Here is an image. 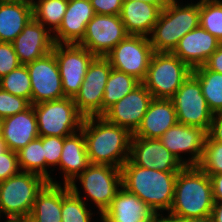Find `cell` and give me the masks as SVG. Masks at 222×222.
Listing matches in <instances>:
<instances>
[{
	"label": "cell",
	"mask_w": 222,
	"mask_h": 222,
	"mask_svg": "<svg viewBox=\"0 0 222 222\" xmlns=\"http://www.w3.org/2000/svg\"><path fill=\"white\" fill-rule=\"evenodd\" d=\"M152 99L151 93L141 83L101 116L109 123L126 128L133 134L138 129Z\"/></svg>",
	"instance_id": "cell-16"
},
{
	"label": "cell",
	"mask_w": 222,
	"mask_h": 222,
	"mask_svg": "<svg viewBox=\"0 0 222 222\" xmlns=\"http://www.w3.org/2000/svg\"><path fill=\"white\" fill-rule=\"evenodd\" d=\"M111 70L105 57L96 56L89 64L79 92L73 98L77 110L84 117L102 115V99Z\"/></svg>",
	"instance_id": "cell-12"
},
{
	"label": "cell",
	"mask_w": 222,
	"mask_h": 222,
	"mask_svg": "<svg viewBox=\"0 0 222 222\" xmlns=\"http://www.w3.org/2000/svg\"><path fill=\"white\" fill-rule=\"evenodd\" d=\"M39 137L64 138L81 129L84 116L77 110L73 98L45 101L33 105Z\"/></svg>",
	"instance_id": "cell-7"
},
{
	"label": "cell",
	"mask_w": 222,
	"mask_h": 222,
	"mask_svg": "<svg viewBox=\"0 0 222 222\" xmlns=\"http://www.w3.org/2000/svg\"><path fill=\"white\" fill-rule=\"evenodd\" d=\"M21 65L11 42H0V78Z\"/></svg>",
	"instance_id": "cell-38"
},
{
	"label": "cell",
	"mask_w": 222,
	"mask_h": 222,
	"mask_svg": "<svg viewBox=\"0 0 222 222\" xmlns=\"http://www.w3.org/2000/svg\"><path fill=\"white\" fill-rule=\"evenodd\" d=\"M0 88L19 97L31 101V82L26 65L19 67L0 78Z\"/></svg>",
	"instance_id": "cell-34"
},
{
	"label": "cell",
	"mask_w": 222,
	"mask_h": 222,
	"mask_svg": "<svg viewBox=\"0 0 222 222\" xmlns=\"http://www.w3.org/2000/svg\"><path fill=\"white\" fill-rule=\"evenodd\" d=\"M159 215L137 195L121 187L109 208L101 215V222H156Z\"/></svg>",
	"instance_id": "cell-18"
},
{
	"label": "cell",
	"mask_w": 222,
	"mask_h": 222,
	"mask_svg": "<svg viewBox=\"0 0 222 222\" xmlns=\"http://www.w3.org/2000/svg\"><path fill=\"white\" fill-rule=\"evenodd\" d=\"M76 179L83 186L85 194L98 207L100 217L122 187L121 168L111 165L90 164L72 182H77Z\"/></svg>",
	"instance_id": "cell-9"
},
{
	"label": "cell",
	"mask_w": 222,
	"mask_h": 222,
	"mask_svg": "<svg viewBox=\"0 0 222 222\" xmlns=\"http://www.w3.org/2000/svg\"><path fill=\"white\" fill-rule=\"evenodd\" d=\"M52 51L58 63L64 96L74 98L96 56L78 44H54Z\"/></svg>",
	"instance_id": "cell-11"
},
{
	"label": "cell",
	"mask_w": 222,
	"mask_h": 222,
	"mask_svg": "<svg viewBox=\"0 0 222 222\" xmlns=\"http://www.w3.org/2000/svg\"><path fill=\"white\" fill-rule=\"evenodd\" d=\"M197 166L209 177L222 173V144L206 136L203 156Z\"/></svg>",
	"instance_id": "cell-35"
},
{
	"label": "cell",
	"mask_w": 222,
	"mask_h": 222,
	"mask_svg": "<svg viewBox=\"0 0 222 222\" xmlns=\"http://www.w3.org/2000/svg\"><path fill=\"white\" fill-rule=\"evenodd\" d=\"M61 209V183H47L37 194L29 218L34 222H62Z\"/></svg>",
	"instance_id": "cell-27"
},
{
	"label": "cell",
	"mask_w": 222,
	"mask_h": 222,
	"mask_svg": "<svg viewBox=\"0 0 222 222\" xmlns=\"http://www.w3.org/2000/svg\"><path fill=\"white\" fill-rule=\"evenodd\" d=\"M67 6L68 0L34 1L33 18L42 25L46 26V28H48V30L54 34L63 21Z\"/></svg>",
	"instance_id": "cell-32"
},
{
	"label": "cell",
	"mask_w": 222,
	"mask_h": 222,
	"mask_svg": "<svg viewBox=\"0 0 222 222\" xmlns=\"http://www.w3.org/2000/svg\"><path fill=\"white\" fill-rule=\"evenodd\" d=\"M12 45L20 63L26 65L52 51L53 35L44 25L32 18Z\"/></svg>",
	"instance_id": "cell-19"
},
{
	"label": "cell",
	"mask_w": 222,
	"mask_h": 222,
	"mask_svg": "<svg viewBox=\"0 0 222 222\" xmlns=\"http://www.w3.org/2000/svg\"><path fill=\"white\" fill-rule=\"evenodd\" d=\"M211 217L213 222H222V202H214Z\"/></svg>",
	"instance_id": "cell-45"
},
{
	"label": "cell",
	"mask_w": 222,
	"mask_h": 222,
	"mask_svg": "<svg viewBox=\"0 0 222 222\" xmlns=\"http://www.w3.org/2000/svg\"><path fill=\"white\" fill-rule=\"evenodd\" d=\"M2 118L0 117V134H1V127H2Z\"/></svg>",
	"instance_id": "cell-51"
},
{
	"label": "cell",
	"mask_w": 222,
	"mask_h": 222,
	"mask_svg": "<svg viewBox=\"0 0 222 222\" xmlns=\"http://www.w3.org/2000/svg\"><path fill=\"white\" fill-rule=\"evenodd\" d=\"M31 106L30 102L0 88V117L6 118L23 112Z\"/></svg>",
	"instance_id": "cell-36"
},
{
	"label": "cell",
	"mask_w": 222,
	"mask_h": 222,
	"mask_svg": "<svg viewBox=\"0 0 222 222\" xmlns=\"http://www.w3.org/2000/svg\"><path fill=\"white\" fill-rule=\"evenodd\" d=\"M222 43L200 25L184 35L172 52L191 69L203 66Z\"/></svg>",
	"instance_id": "cell-20"
},
{
	"label": "cell",
	"mask_w": 222,
	"mask_h": 222,
	"mask_svg": "<svg viewBox=\"0 0 222 222\" xmlns=\"http://www.w3.org/2000/svg\"><path fill=\"white\" fill-rule=\"evenodd\" d=\"M178 123L209 130L213 112L202 94L199 80L191 73L171 98Z\"/></svg>",
	"instance_id": "cell-10"
},
{
	"label": "cell",
	"mask_w": 222,
	"mask_h": 222,
	"mask_svg": "<svg viewBox=\"0 0 222 222\" xmlns=\"http://www.w3.org/2000/svg\"><path fill=\"white\" fill-rule=\"evenodd\" d=\"M33 18V5L0 3V42H13Z\"/></svg>",
	"instance_id": "cell-26"
},
{
	"label": "cell",
	"mask_w": 222,
	"mask_h": 222,
	"mask_svg": "<svg viewBox=\"0 0 222 222\" xmlns=\"http://www.w3.org/2000/svg\"><path fill=\"white\" fill-rule=\"evenodd\" d=\"M81 130L90 164L121 168L128 160L132 134L126 128L90 116L84 117Z\"/></svg>",
	"instance_id": "cell-1"
},
{
	"label": "cell",
	"mask_w": 222,
	"mask_h": 222,
	"mask_svg": "<svg viewBox=\"0 0 222 222\" xmlns=\"http://www.w3.org/2000/svg\"><path fill=\"white\" fill-rule=\"evenodd\" d=\"M6 150H7V147L0 134V154H2Z\"/></svg>",
	"instance_id": "cell-48"
},
{
	"label": "cell",
	"mask_w": 222,
	"mask_h": 222,
	"mask_svg": "<svg viewBox=\"0 0 222 222\" xmlns=\"http://www.w3.org/2000/svg\"><path fill=\"white\" fill-rule=\"evenodd\" d=\"M162 9L159 6L142 1H123L120 13L128 35L149 37Z\"/></svg>",
	"instance_id": "cell-24"
},
{
	"label": "cell",
	"mask_w": 222,
	"mask_h": 222,
	"mask_svg": "<svg viewBox=\"0 0 222 222\" xmlns=\"http://www.w3.org/2000/svg\"><path fill=\"white\" fill-rule=\"evenodd\" d=\"M43 152L45 157L46 165L58 166L61 158V153L64 145V138L56 136L42 137Z\"/></svg>",
	"instance_id": "cell-37"
},
{
	"label": "cell",
	"mask_w": 222,
	"mask_h": 222,
	"mask_svg": "<svg viewBox=\"0 0 222 222\" xmlns=\"http://www.w3.org/2000/svg\"><path fill=\"white\" fill-rule=\"evenodd\" d=\"M203 66L207 70L222 73V44L210 55Z\"/></svg>",
	"instance_id": "cell-42"
},
{
	"label": "cell",
	"mask_w": 222,
	"mask_h": 222,
	"mask_svg": "<svg viewBox=\"0 0 222 222\" xmlns=\"http://www.w3.org/2000/svg\"><path fill=\"white\" fill-rule=\"evenodd\" d=\"M164 222H213L211 216L204 218H180V217H165L163 216Z\"/></svg>",
	"instance_id": "cell-44"
},
{
	"label": "cell",
	"mask_w": 222,
	"mask_h": 222,
	"mask_svg": "<svg viewBox=\"0 0 222 222\" xmlns=\"http://www.w3.org/2000/svg\"><path fill=\"white\" fill-rule=\"evenodd\" d=\"M123 1H142V2H146V3H150L156 6H159L161 9H163L164 7L167 6V4L171 1V0H123Z\"/></svg>",
	"instance_id": "cell-46"
},
{
	"label": "cell",
	"mask_w": 222,
	"mask_h": 222,
	"mask_svg": "<svg viewBox=\"0 0 222 222\" xmlns=\"http://www.w3.org/2000/svg\"><path fill=\"white\" fill-rule=\"evenodd\" d=\"M95 14L120 15L123 0H90Z\"/></svg>",
	"instance_id": "cell-40"
},
{
	"label": "cell",
	"mask_w": 222,
	"mask_h": 222,
	"mask_svg": "<svg viewBox=\"0 0 222 222\" xmlns=\"http://www.w3.org/2000/svg\"><path fill=\"white\" fill-rule=\"evenodd\" d=\"M214 202H222V173L211 175Z\"/></svg>",
	"instance_id": "cell-43"
},
{
	"label": "cell",
	"mask_w": 222,
	"mask_h": 222,
	"mask_svg": "<svg viewBox=\"0 0 222 222\" xmlns=\"http://www.w3.org/2000/svg\"><path fill=\"white\" fill-rule=\"evenodd\" d=\"M200 25L199 2L180 5L171 0L154 25L149 40L154 52H173L180 39Z\"/></svg>",
	"instance_id": "cell-4"
},
{
	"label": "cell",
	"mask_w": 222,
	"mask_h": 222,
	"mask_svg": "<svg viewBox=\"0 0 222 222\" xmlns=\"http://www.w3.org/2000/svg\"><path fill=\"white\" fill-rule=\"evenodd\" d=\"M214 206L210 177L197 165L184 166L175 181L174 200L167 217L204 218Z\"/></svg>",
	"instance_id": "cell-3"
},
{
	"label": "cell",
	"mask_w": 222,
	"mask_h": 222,
	"mask_svg": "<svg viewBox=\"0 0 222 222\" xmlns=\"http://www.w3.org/2000/svg\"><path fill=\"white\" fill-rule=\"evenodd\" d=\"M75 182L62 187V222H91L92 214Z\"/></svg>",
	"instance_id": "cell-29"
},
{
	"label": "cell",
	"mask_w": 222,
	"mask_h": 222,
	"mask_svg": "<svg viewBox=\"0 0 222 222\" xmlns=\"http://www.w3.org/2000/svg\"><path fill=\"white\" fill-rule=\"evenodd\" d=\"M19 168L23 172H31L42 176L48 183L59 184L53 181L47 170L45 162L42 137H38L29 142L25 147L17 152Z\"/></svg>",
	"instance_id": "cell-28"
},
{
	"label": "cell",
	"mask_w": 222,
	"mask_h": 222,
	"mask_svg": "<svg viewBox=\"0 0 222 222\" xmlns=\"http://www.w3.org/2000/svg\"><path fill=\"white\" fill-rule=\"evenodd\" d=\"M178 172L143 168L127 160L121 167L122 187L163 217L159 211L169 212L172 207Z\"/></svg>",
	"instance_id": "cell-2"
},
{
	"label": "cell",
	"mask_w": 222,
	"mask_h": 222,
	"mask_svg": "<svg viewBox=\"0 0 222 222\" xmlns=\"http://www.w3.org/2000/svg\"><path fill=\"white\" fill-rule=\"evenodd\" d=\"M90 165L83 131L64 137L59 169L64 173V185H69Z\"/></svg>",
	"instance_id": "cell-25"
},
{
	"label": "cell",
	"mask_w": 222,
	"mask_h": 222,
	"mask_svg": "<svg viewBox=\"0 0 222 222\" xmlns=\"http://www.w3.org/2000/svg\"><path fill=\"white\" fill-rule=\"evenodd\" d=\"M127 35L120 15L95 14L78 45L95 56L105 57Z\"/></svg>",
	"instance_id": "cell-14"
},
{
	"label": "cell",
	"mask_w": 222,
	"mask_h": 222,
	"mask_svg": "<svg viewBox=\"0 0 222 222\" xmlns=\"http://www.w3.org/2000/svg\"><path fill=\"white\" fill-rule=\"evenodd\" d=\"M206 136L207 132L204 129L177 123L159 140L184 166H194L202 159ZM181 153H188L191 158L183 159Z\"/></svg>",
	"instance_id": "cell-15"
},
{
	"label": "cell",
	"mask_w": 222,
	"mask_h": 222,
	"mask_svg": "<svg viewBox=\"0 0 222 222\" xmlns=\"http://www.w3.org/2000/svg\"><path fill=\"white\" fill-rule=\"evenodd\" d=\"M16 222H34L31 218L29 217H24V218H18L14 219Z\"/></svg>",
	"instance_id": "cell-49"
},
{
	"label": "cell",
	"mask_w": 222,
	"mask_h": 222,
	"mask_svg": "<svg viewBox=\"0 0 222 222\" xmlns=\"http://www.w3.org/2000/svg\"><path fill=\"white\" fill-rule=\"evenodd\" d=\"M1 137L7 149L18 152L39 137L33 105L23 112L3 118Z\"/></svg>",
	"instance_id": "cell-22"
},
{
	"label": "cell",
	"mask_w": 222,
	"mask_h": 222,
	"mask_svg": "<svg viewBox=\"0 0 222 222\" xmlns=\"http://www.w3.org/2000/svg\"><path fill=\"white\" fill-rule=\"evenodd\" d=\"M128 160L159 171H180L184 167L158 138L131 137Z\"/></svg>",
	"instance_id": "cell-17"
},
{
	"label": "cell",
	"mask_w": 222,
	"mask_h": 222,
	"mask_svg": "<svg viewBox=\"0 0 222 222\" xmlns=\"http://www.w3.org/2000/svg\"><path fill=\"white\" fill-rule=\"evenodd\" d=\"M5 222H16L14 219H7Z\"/></svg>",
	"instance_id": "cell-52"
},
{
	"label": "cell",
	"mask_w": 222,
	"mask_h": 222,
	"mask_svg": "<svg viewBox=\"0 0 222 222\" xmlns=\"http://www.w3.org/2000/svg\"><path fill=\"white\" fill-rule=\"evenodd\" d=\"M156 222H164L163 217H160Z\"/></svg>",
	"instance_id": "cell-50"
},
{
	"label": "cell",
	"mask_w": 222,
	"mask_h": 222,
	"mask_svg": "<svg viewBox=\"0 0 222 222\" xmlns=\"http://www.w3.org/2000/svg\"><path fill=\"white\" fill-rule=\"evenodd\" d=\"M31 82V105L64 98L57 60L51 51L26 64Z\"/></svg>",
	"instance_id": "cell-13"
},
{
	"label": "cell",
	"mask_w": 222,
	"mask_h": 222,
	"mask_svg": "<svg viewBox=\"0 0 222 222\" xmlns=\"http://www.w3.org/2000/svg\"><path fill=\"white\" fill-rule=\"evenodd\" d=\"M200 26L215 36L222 43V1H199Z\"/></svg>",
	"instance_id": "cell-33"
},
{
	"label": "cell",
	"mask_w": 222,
	"mask_h": 222,
	"mask_svg": "<svg viewBox=\"0 0 222 222\" xmlns=\"http://www.w3.org/2000/svg\"><path fill=\"white\" fill-rule=\"evenodd\" d=\"M177 123V114L172 100L153 98L132 137L159 139L170 127Z\"/></svg>",
	"instance_id": "cell-23"
},
{
	"label": "cell",
	"mask_w": 222,
	"mask_h": 222,
	"mask_svg": "<svg viewBox=\"0 0 222 222\" xmlns=\"http://www.w3.org/2000/svg\"><path fill=\"white\" fill-rule=\"evenodd\" d=\"M207 136L211 140L222 144V111L213 113Z\"/></svg>",
	"instance_id": "cell-41"
},
{
	"label": "cell",
	"mask_w": 222,
	"mask_h": 222,
	"mask_svg": "<svg viewBox=\"0 0 222 222\" xmlns=\"http://www.w3.org/2000/svg\"><path fill=\"white\" fill-rule=\"evenodd\" d=\"M192 69L171 52H154L141 82L156 99H171Z\"/></svg>",
	"instance_id": "cell-6"
},
{
	"label": "cell",
	"mask_w": 222,
	"mask_h": 222,
	"mask_svg": "<svg viewBox=\"0 0 222 222\" xmlns=\"http://www.w3.org/2000/svg\"><path fill=\"white\" fill-rule=\"evenodd\" d=\"M94 15L90 0H69L63 21L53 35L54 44H78Z\"/></svg>",
	"instance_id": "cell-21"
},
{
	"label": "cell",
	"mask_w": 222,
	"mask_h": 222,
	"mask_svg": "<svg viewBox=\"0 0 222 222\" xmlns=\"http://www.w3.org/2000/svg\"><path fill=\"white\" fill-rule=\"evenodd\" d=\"M48 183L42 176L20 171L10 178L0 181V218L29 217L37 194Z\"/></svg>",
	"instance_id": "cell-5"
},
{
	"label": "cell",
	"mask_w": 222,
	"mask_h": 222,
	"mask_svg": "<svg viewBox=\"0 0 222 222\" xmlns=\"http://www.w3.org/2000/svg\"><path fill=\"white\" fill-rule=\"evenodd\" d=\"M140 84L134 76L112 68L102 99V114Z\"/></svg>",
	"instance_id": "cell-30"
},
{
	"label": "cell",
	"mask_w": 222,
	"mask_h": 222,
	"mask_svg": "<svg viewBox=\"0 0 222 222\" xmlns=\"http://www.w3.org/2000/svg\"><path fill=\"white\" fill-rule=\"evenodd\" d=\"M20 171L17 152L7 149L0 154V181L8 179Z\"/></svg>",
	"instance_id": "cell-39"
},
{
	"label": "cell",
	"mask_w": 222,
	"mask_h": 222,
	"mask_svg": "<svg viewBox=\"0 0 222 222\" xmlns=\"http://www.w3.org/2000/svg\"><path fill=\"white\" fill-rule=\"evenodd\" d=\"M0 3H22L25 5H33L34 0H0Z\"/></svg>",
	"instance_id": "cell-47"
},
{
	"label": "cell",
	"mask_w": 222,
	"mask_h": 222,
	"mask_svg": "<svg viewBox=\"0 0 222 222\" xmlns=\"http://www.w3.org/2000/svg\"><path fill=\"white\" fill-rule=\"evenodd\" d=\"M192 74L199 80L202 94L213 112L222 111V73L207 70L204 66L192 69Z\"/></svg>",
	"instance_id": "cell-31"
},
{
	"label": "cell",
	"mask_w": 222,
	"mask_h": 222,
	"mask_svg": "<svg viewBox=\"0 0 222 222\" xmlns=\"http://www.w3.org/2000/svg\"><path fill=\"white\" fill-rule=\"evenodd\" d=\"M154 51L149 37L127 35L105 58L116 69L143 81Z\"/></svg>",
	"instance_id": "cell-8"
}]
</instances>
